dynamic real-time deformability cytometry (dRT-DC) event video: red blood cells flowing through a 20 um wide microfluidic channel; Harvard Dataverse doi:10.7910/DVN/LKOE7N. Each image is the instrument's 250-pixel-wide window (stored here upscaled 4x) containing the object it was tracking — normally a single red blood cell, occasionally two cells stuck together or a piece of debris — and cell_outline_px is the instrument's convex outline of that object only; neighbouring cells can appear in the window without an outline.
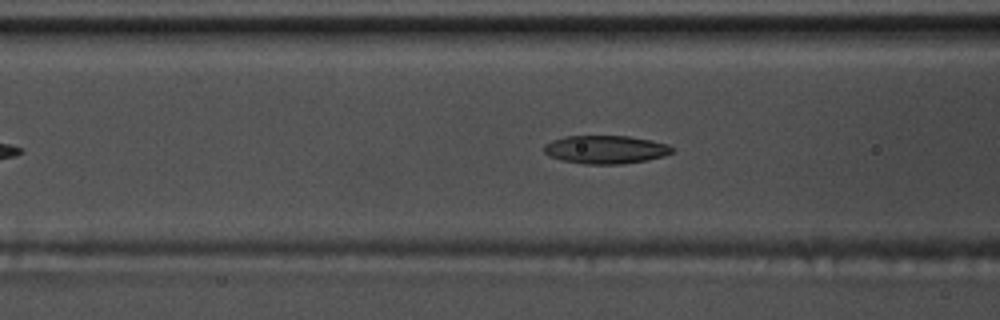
{"species": "common noctule bat (a hibernating species)", "species_latin": "Nyctalus noctula", "temperature_condition": "warm", "stored_images_in_passage": 47, "camera_frame_rate_fps": 3000, "um_per_image_px": 0.085, "animal": {"sex": "male", "body_mass_g": 17.5, "forearm_length_mm": 52.3}, "frame": {"image": 1, "passage_image": 14, "time_ms": 4.333, "image_size_px": [1000, 320], "cell_outline_px": [[672, 152], [664, 156], [648, 160], [624, 164], [584, 164], [560, 160], [548, 156], [544, 152], [544, 144], [552, 140], [564, 136], [628, 136], [652, 140], [668, 144], [672, 148]], "centroid_in_image_um": [51.45, 12.71], "position_along_channel_um": 115.1, "area_um2": 21.27}}
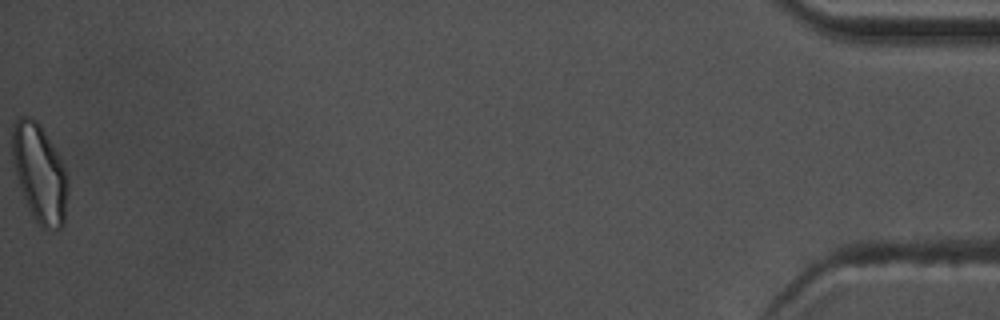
{"frame": {"image": 2, "passage_image": 47, "time_ms": 15.333, "image_size_px": [1000, 320], "cell_outline_px": [[68, 192], [64, 224], [60, 228], [44, 228], [36, 220], [28, 208], [12, 164], [12, 124], [20, 116], [32, 116], [40, 124], [56, 152], [68, 176]], "centroid_in_image_um": [3.35, 14.69], "position_along_channel_um": 431.8, "area_um2": 31.62}, "authors_computed_cell_mechanics": {"area_um2": 21.7906, "velocity_mm_per_s": 3.7887, "shape_relaxation_time_tau1_ms": 4.7377, "shape_relaxation_time_tau2_ms": 2.8251, "deformation_change_tau1": 0.1537, "deformation_change_tau2": 0.0909}}